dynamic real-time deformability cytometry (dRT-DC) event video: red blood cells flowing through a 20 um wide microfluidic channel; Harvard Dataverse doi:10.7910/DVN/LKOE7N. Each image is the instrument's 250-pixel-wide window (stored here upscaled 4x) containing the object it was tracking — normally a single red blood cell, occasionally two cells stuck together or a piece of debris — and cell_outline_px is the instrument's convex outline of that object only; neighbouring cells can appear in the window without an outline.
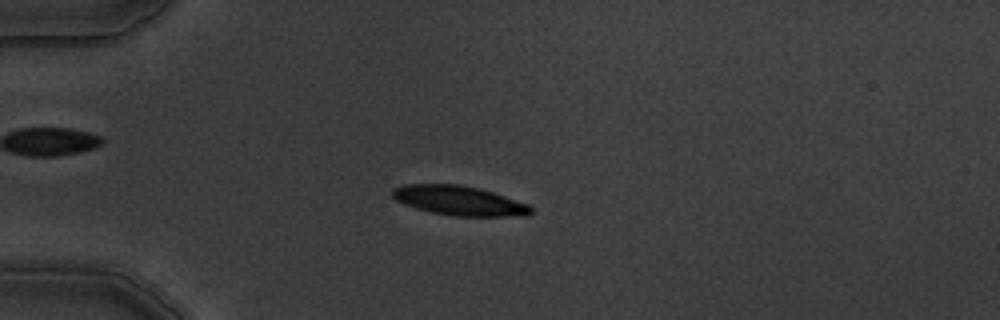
{"species": "common noctule bat (a hibernating species)", "species_latin": "Nyctalus noctula", "temperature_condition": "warm", "stored_images_in_passage": 8, "camera_frame_rate_fps": 3000, "um_per_image_px": 0.085, "animal": {"sex": "male", "body_mass_g": 19.5, "forearm_length_mm": 54.6}, "frame": {"image": 1, "passage_image": 4, "time_ms": 3.333, "image_size_px": [1000, 320], "cell_outline_px": [[532, 212], [524, 216], [452, 216], [432, 212], [416, 208], [404, 204], [396, 200], [392, 196], [392, 188], [404, 184], [460, 184], [480, 188], [528, 204], [532, 208]], "centroid_in_image_um": [39.0, 17.05], "position_along_channel_um": 46.0, "area_um2": 23.81}}